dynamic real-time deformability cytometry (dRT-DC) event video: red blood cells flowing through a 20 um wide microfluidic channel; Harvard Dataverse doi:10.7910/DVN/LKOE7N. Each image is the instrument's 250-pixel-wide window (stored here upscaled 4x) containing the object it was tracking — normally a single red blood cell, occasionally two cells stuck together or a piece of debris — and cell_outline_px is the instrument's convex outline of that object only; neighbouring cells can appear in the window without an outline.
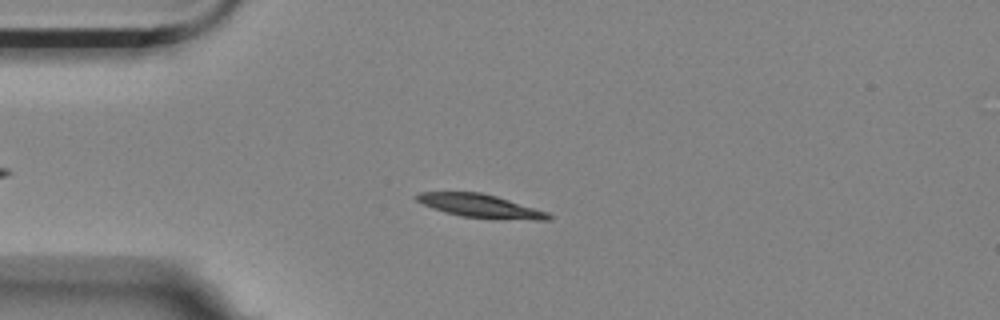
{"species": "Egyptian fruit bat (a non-hibernating species)", "species_latin": "Rousettus aegyptiacus", "temperature_condition": "room temperature", "stored_images_in_passage": 3, "camera_frame_rate_fps": 3000, "um_per_image_px": 0.085, "animal": {"sex": "female"}, "frame": {"image": 1, "passage_image": 3, "time_ms": 0.667, "image_size_px": [1000, 320], "cell_outline_px": [[552, 220], [536, 220], [460, 216], [444, 212], [432, 208], [416, 200], [412, 196], [420, 192], [480, 192], [496, 196], [548, 212], [552, 216]], "centroid_in_image_um": [40.8, 17.49], "position_along_channel_um": 44.2, "area_um2": 17.69}}